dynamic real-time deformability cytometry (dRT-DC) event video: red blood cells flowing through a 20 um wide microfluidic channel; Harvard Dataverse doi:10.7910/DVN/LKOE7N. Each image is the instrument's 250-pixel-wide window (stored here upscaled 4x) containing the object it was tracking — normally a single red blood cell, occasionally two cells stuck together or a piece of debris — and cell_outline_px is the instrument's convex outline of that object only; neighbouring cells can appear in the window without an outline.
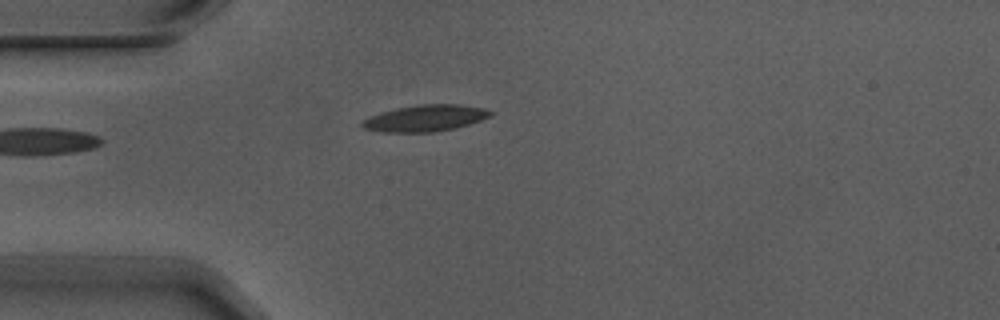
{"species": "Egyptian fruit bat (a non-hibernating species)", "species_latin": "Rousettus aegyptiacus", "temperature_condition": "warm", "stored_images_in_passage": 4, "camera_frame_rate_fps": 3000, "um_per_image_px": 0.085, "animal": {"sex": "male"}, "frame": {"image": 1, "passage_image": 3, "time_ms": 0.667, "image_size_px": [1000, 320], "cell_outline_px": [[496, 112], [492, 116], [456, 128], [436, 132], [384, 132], [364, 128], [360, 124], [364, 120], [372, 116], [396, 108], [420, 104], [460, 104], [484, 108]], "centroid_in_image_um": [36.23, 10.04], "position_along_channel_um": 48.8, "area_um2": 19.71}}